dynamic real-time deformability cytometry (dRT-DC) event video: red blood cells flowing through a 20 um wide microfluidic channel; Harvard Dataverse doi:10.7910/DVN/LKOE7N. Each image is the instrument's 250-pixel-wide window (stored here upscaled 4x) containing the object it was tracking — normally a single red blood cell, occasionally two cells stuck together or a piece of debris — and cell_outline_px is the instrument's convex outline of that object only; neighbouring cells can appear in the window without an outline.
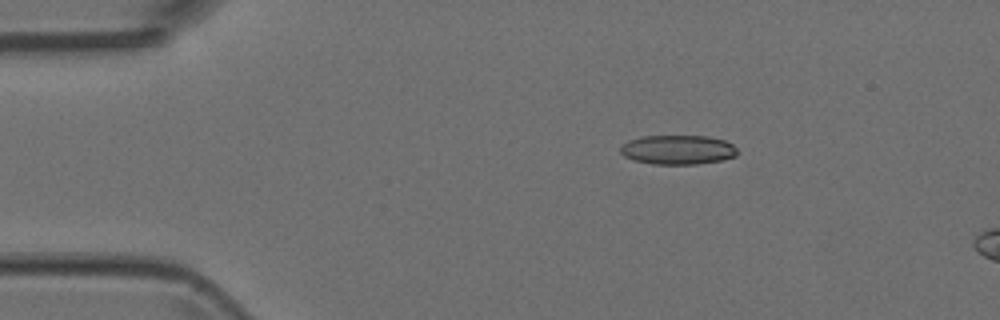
{"species": "Egyptian fruit bat (a non-hibernating species)", "species_latin": "Rousettus aegyptiacus", "temperature_condition": "room temperature", "stored_images_in_passage": 6, "camera_frame_rate_fps": 3000, "um_per_image_px": 0.085, "animal": {"sex": "female"}, "frame": {"image": 1, "passage_image": 1, "time_ms": 0.0, "image_size_px": [1000, 320], "cell_outline_px": [[736, 156], [720, 160], [696, 164], [652, 164], [632, 160], [624, 156], [620, 152], [620, 148], [628, 140], [640, 136], [708, 136], [724, 140], [732, 144], [736, 148]], "centroid_in_image_um": [57.58, 12.72], "position_along_channel_um": 27.4, "area_um2": 20.0}}
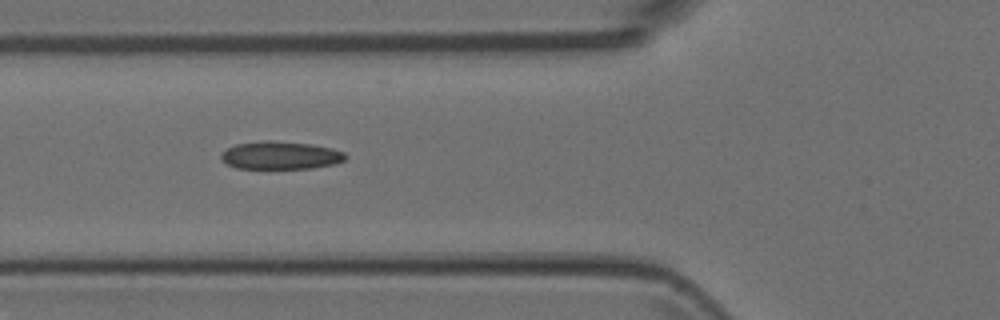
{"frame": {"image": 2, "passage_image": 4, "time_ms": 1.0, "image_size_px": [1000, 320], "cell_outline_px": [[348, 156], [344, 160], [332, 164], [312, 168], [236, 168], [228, 164], [220, 156], [228, 148], [236, 144], [268, 140], [312, 144], [332, 148], [344, 152]], "centroid_in_image_um": [23.88, 13.2], "position_along_channel_um": 101.9, "area_um2": 19.94}}
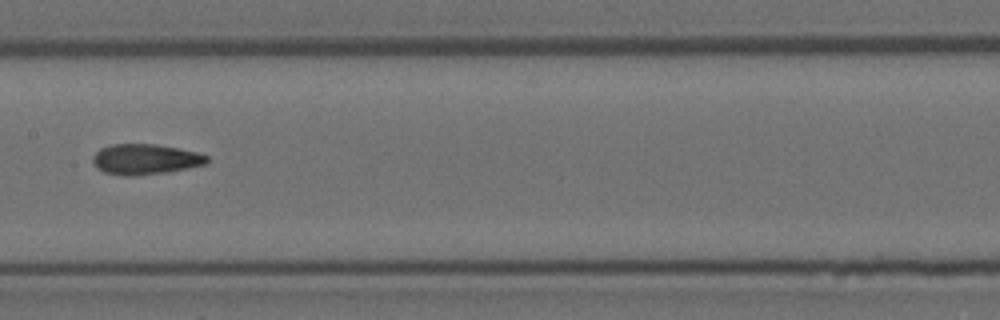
{"frame": {"image": 3, "passage_image": 6, "time_ms": 1.667, "image_size_px": [1000, 320], "cell_outline_px": [[208, 160], [204, 164], [188, 168], [164, 172], [132, 176], [124, 176], [104, 172], [96, 168], [92, 164], [92, 156], [100, 148], [112, 144], [156, 144], [196, 152], [208, 156]], "centroid_in_image_um": [12.28, 13.53], "position_along_channel_um": 195.1, "area_um2": 20.17}}